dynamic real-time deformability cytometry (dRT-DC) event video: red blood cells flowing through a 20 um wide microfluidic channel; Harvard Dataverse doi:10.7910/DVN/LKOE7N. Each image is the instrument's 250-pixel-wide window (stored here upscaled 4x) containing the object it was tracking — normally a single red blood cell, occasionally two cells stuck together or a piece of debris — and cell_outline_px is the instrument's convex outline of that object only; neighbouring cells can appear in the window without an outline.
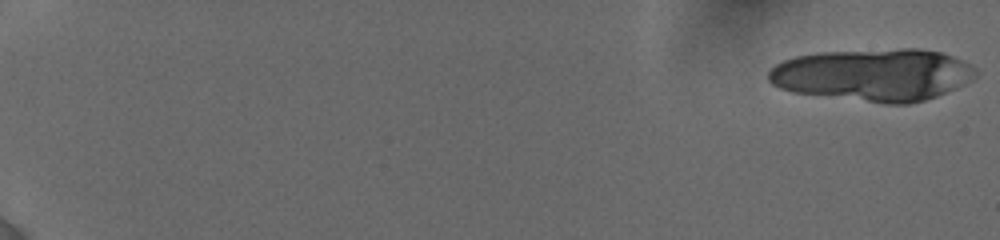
{"species": "human", "species_latin": "Homo sapiens", "temperature_condition": "cold", "stored_images_in_passage": 14, "camera_frame_rate_fps": 3000, "um_per_image_px": 0.085, "donor": {"sex": "female"}, "frame": {"image": 1, "passage_image": 1, "time_ms": 0.0, "image_size_px": [1000, 240], "cell_outline_px": [[976, 76], [972, 80], [956, 88], [936, 96], [924, 100], [908, 104], [884, 104], [792, 92], [780, 88], [772, 84], [768, 80], [768, 72], [776, 64], [784, 60], [796, 56], [816, 52], [900, 48], [916, 48], [940, 52], [952, 56], [976, 68]], "centroid_in_image_um": [74.22, 6.36], "position_along_channel_um": 10.8, "area_um2": 63.52}}